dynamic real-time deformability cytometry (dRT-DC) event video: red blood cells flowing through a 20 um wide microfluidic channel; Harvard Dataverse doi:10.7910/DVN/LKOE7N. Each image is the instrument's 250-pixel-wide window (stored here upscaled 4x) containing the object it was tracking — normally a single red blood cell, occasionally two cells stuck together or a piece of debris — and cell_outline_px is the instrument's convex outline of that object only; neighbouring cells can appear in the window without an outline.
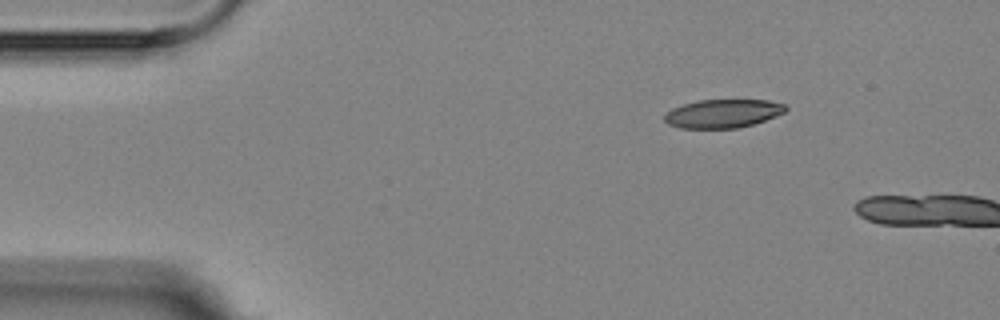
{"species": "Egyptian fruit bat (a non-hibernating species)", "species_latin": "Rousettus aegyptiacus", "temperature_condition": "room temperature", "stored_images_in_passage": 2, "camera_frame_rate_fps": 3000, "um_per_image_px": 0.085, "animal": {"sex": "female"}, "frame": {"image": 1, "passage_image": 1, "time_ms": 0.0, "image_size_px": [1000, 320], "cell_outline_px": [[788, 108], [784, 112], [764, 120], [752, 124], [736, 128], [680, 128], [668, 124], [664, 120], [664, 116], [672, 108], [684, 104], [700, 100], [768, 100], [784, 104]], "centroid_in_image_um": [61.43, 9.65], "position_along_channel_um": 23.6, "area_um2": 19.88}}